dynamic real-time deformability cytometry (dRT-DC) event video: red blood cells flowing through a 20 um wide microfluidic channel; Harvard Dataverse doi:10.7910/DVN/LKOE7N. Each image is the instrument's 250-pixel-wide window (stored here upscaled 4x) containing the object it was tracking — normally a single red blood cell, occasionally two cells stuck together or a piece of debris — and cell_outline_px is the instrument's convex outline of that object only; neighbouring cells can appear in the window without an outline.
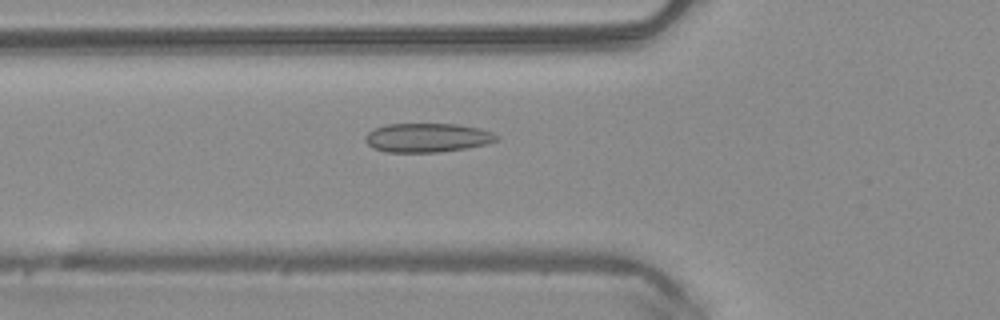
{"species": "common noctule bat (a hibernating species)", "species_latin": "Nyctalus noctula", "temperature_condition": "warm", "stored_images_in_passage": 47, "camera_frame_rate_fps": 3000, "um_per_image_px": 0.085, "animal": {"sex": "male", "body_mass_g": 20.4}, "frame": {"image": 1, "passage_image": 15, "time_ms": 4.667, "image_size_px": [1000, 320], "cell_outline_px": [[500, 140], [484, 144], [464, 148], [436, 152], [384, 152], [372, 148], [364, 140], [364, 136], [368, 132], [376, 128], [388, 124], [456, 124], [480, 128], [492, 132], [500, 136]], "centroid_in_image_um": [36.31, 11.7], "position_along_channel_um": 89.5, "area_um2": 22.2}}
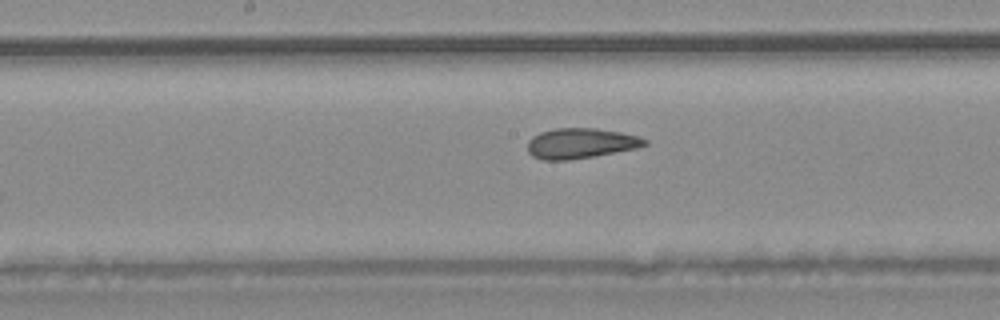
{"frame": {"image": 2, "passage_image": 23, "time_ms": 7.333, "image_size_px": [1000, 320], "cell_outline_px": [[648, 144], [636, 148], [592, 156], [568, 160], [544, 160], [532, 156], [528, 152], [528, 140], [532, 136], [540, 132], [556, 128], [596, 128], [620, 132], [640, 136], [648, 140]], "centroid_in_image_um": [49.34, 12.17], "position_along_channel_um": 198.9, "area_um2": 20.63}}
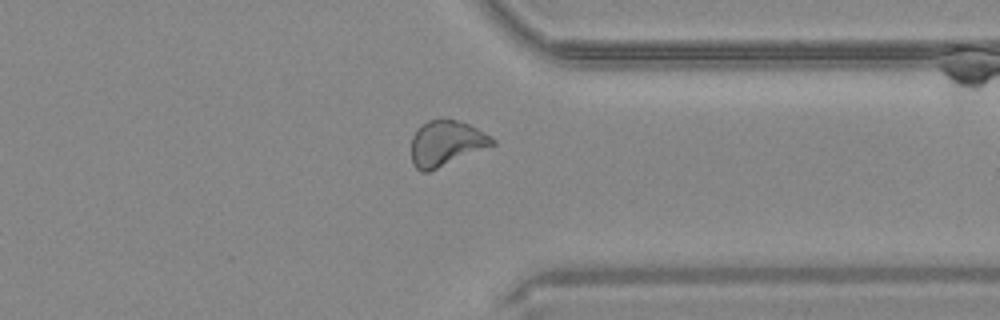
{"frame": {"image": 3, "passage_image": 36, "time_ms": 11.667, "image_size_px": [1000, 320], "cell_outline_px": [[496, 144], [428, 172], [420, 172], [412, 164], [412, 136], [416, 128], [420, 124], [428, 120], [460, 120], [492, 136], [496, 140]], "centroid_in_image_um": [37.91, 12.17], "position_along_channel_um": 373.5, "area_um2": 21.44}, "authors_computed_cell_mechanics": {"area_um2": 21.6172, "velocity_mm_per_s": 4.0746, "shape_relaxation_time_tau1_ms": null, "shape_relaxation_time_tau2_ms": 1.9274, "deformation_change_tau1": null, "deformation_change_tau2": 0.0834}}